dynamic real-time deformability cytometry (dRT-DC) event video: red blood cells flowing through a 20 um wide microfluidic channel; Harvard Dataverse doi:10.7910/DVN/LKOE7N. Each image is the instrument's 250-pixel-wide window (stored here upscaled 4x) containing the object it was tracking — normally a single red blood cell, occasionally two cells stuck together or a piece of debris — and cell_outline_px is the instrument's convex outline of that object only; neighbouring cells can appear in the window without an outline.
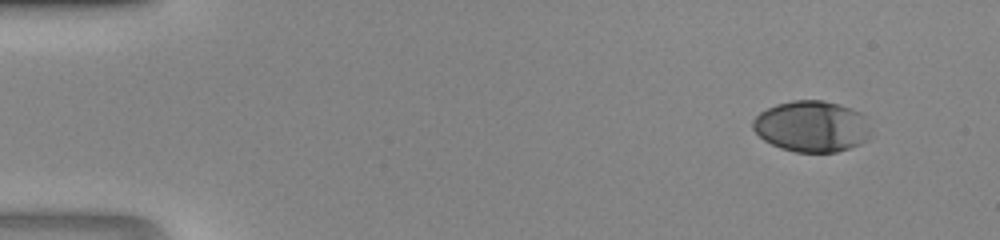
{"species": "human", "species_latin": "Homo sapiens", "temperature_condition": "room temperature", "stored_images_in_passage": 34, "camera_frame_rate_fps": 3000, "um_per_image_px": 0.085, "donor": {"sex": "male"}, "frame": {"image": 1, "passage_image": 1, "time_ms": 0.0, "image_size_px": [1000, 240], "cell_outline_px": [[844, 148], [828, 152], [800, 152], [776, 144], [768, 140], [756, 128], [756, 120], [764, 112], [772, 108], [784, 104], [808, 100], [812, 100], [832, 104]], "centroid_in_image_um": [68.18, 10.77], "position_along_channel_um": 16.8, "area_um2": 25.09}}